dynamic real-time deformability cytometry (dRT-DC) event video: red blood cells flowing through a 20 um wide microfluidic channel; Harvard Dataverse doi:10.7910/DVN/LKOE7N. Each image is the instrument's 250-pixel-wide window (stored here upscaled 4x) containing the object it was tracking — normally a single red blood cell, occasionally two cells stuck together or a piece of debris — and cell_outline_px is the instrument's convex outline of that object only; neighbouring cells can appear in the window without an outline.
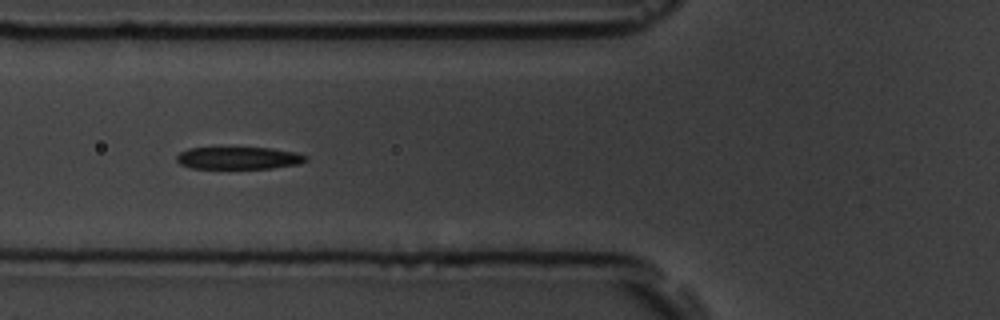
{"species": "common noctule bat (a hibernating species)", "species_latin": "Nyctalus noctula", "temperature_condition": "room temperature", "stored_images_in_passage": 7, "camera_frame_rate_fps": 3000, "um_per_image_px": 0.085, "animal": {"sex": "male", "body_mass_g": 19.5, "forearm_length_mm": 54.6}, "frame": {"image": 1, "passage_image": 7, "time_ms": 7.0, "image_size_px": [1000, 320], "cell_outline_px": [[308, 160], [300, 164], [272, 168], [192, 168], [180, 164], [176, 160], [176, 156], [180, 152], [188, 148], [228, 144], [272, 148], [296, 152], [308, 156]], "centroid_in_image_um": [20.26, 13.37], "position_along_channel_um": 105.5, "area_um2": 18.03}}